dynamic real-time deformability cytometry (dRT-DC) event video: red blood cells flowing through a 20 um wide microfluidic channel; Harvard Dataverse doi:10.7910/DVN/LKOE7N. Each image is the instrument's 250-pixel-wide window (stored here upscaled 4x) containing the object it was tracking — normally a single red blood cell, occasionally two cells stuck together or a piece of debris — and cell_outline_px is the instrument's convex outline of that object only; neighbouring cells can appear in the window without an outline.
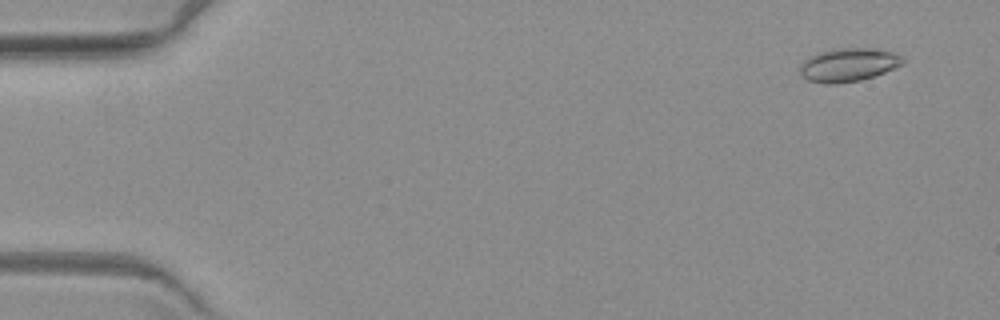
{"species": "common noctule bat (a hibernating species)", "species_latin": "Nyctalus noctula", "temperature_condition": "warm", "stored_images_in_passage": 8, "camera_frame_rate_fps": 3000, "um_per_image_px": 0.085, "animal": {"sex": "female", "body_mass_g": 19.3, "forearm_length_mm": 54.1}, "frame": {"image": 1, "passage_image": 2, "time_ms": 1.0, "image_size_px": [1000, 320], "cell_outline_px": [[904, 64], [884, 72], [860, 80], [836, 84], [824, 84], [808, 80], [800, 76], [800, 68], [804, 60], [808, 56], [816, 52], [832, 48], [872, 48], [892, 52], [904, 56]], "centroid_in_image_um": [72.08, 5.5], "position_along_channel_um": 12.9, "area_um2": 20.29}}
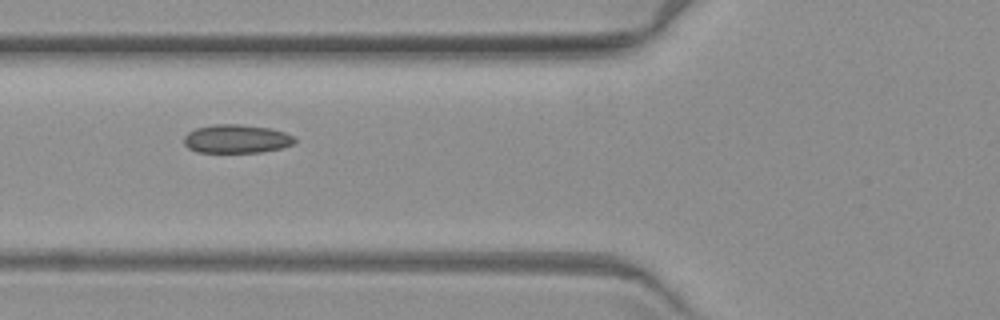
{"frame": {"image": 2, "passage_image": 7, "time_ms": 7.333, "image_size_px": [1000, 320], "cell_outline_px": [[296, 144], [280, 148], [260, 152], [196, 152], [188, 148], [184, 144], [184, 136], [188, 132], [196, 128], [212, 124], [240, 124], [272, 128], [284, 132], [292, 136], [296, 140]], "centroid_in_image_um": [20.09, 11.8], "position_along_channel_um": 105.7, "area_um2": 18.55}}
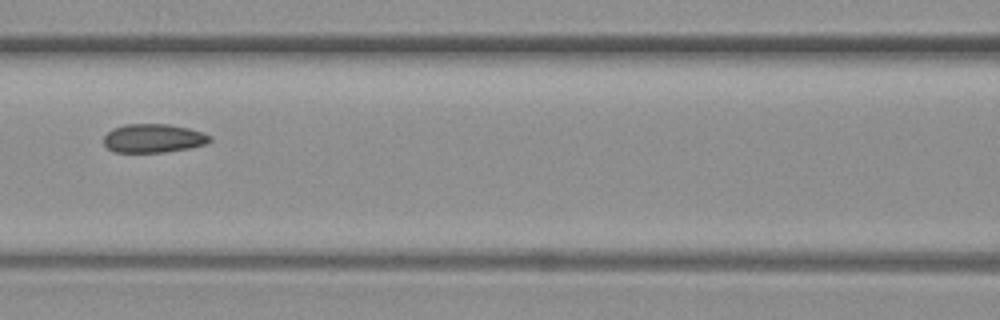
{"frame": {"image": 3, "passage_image": 8, "time_ms": 8.667, "image_size_px": [1000, 320], "cell_outline_px": [[212, 140], [208, 144], [192, 148], [164, 152], [112, 152], [104, 144], [104, 136], [112, 128], [124, 124], [168, 124], [188, 128], [204, 132], [212, 136]], "centroid_in_image_um": [13.08, 11.75], "position_along_channel_um": 153.5, "area_um2": 18.03}}